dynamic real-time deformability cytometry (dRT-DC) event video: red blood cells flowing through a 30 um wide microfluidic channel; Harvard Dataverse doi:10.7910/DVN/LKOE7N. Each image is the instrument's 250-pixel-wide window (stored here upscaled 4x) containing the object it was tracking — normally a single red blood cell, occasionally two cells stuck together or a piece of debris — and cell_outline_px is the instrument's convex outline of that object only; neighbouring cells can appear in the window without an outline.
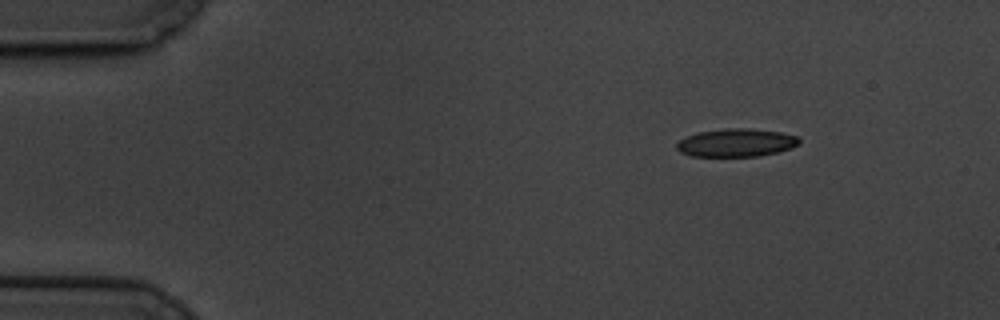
{"species": "common noctule bat (a hibernating species)", "species_latin": "Nyctalus noctula", "temperature_condition": "cold", "stored_images_in_passage": 53, "camera_frame_rate_fps": 3000, "um_per_image_px": 0.085, "animal": {"sex": "male", "body_mass_g": 19.5, "forearm_length_mm": 54.6}, "frame": {"image": 1, "passage_image": 1, "time_ms": 0.0, "image_size_px": [1000, 320], "cell_outline_px": [[800, 144], [792, 148], [760, 156], [692, 156], [680, 152], [676, 148], [676, 144], [680, 140], [688, 136], [700, 132], [724, 128], [748, 128], [780, 132], [796, 136], [800, 140]], "centroid_in_image_um": [62.59, 12.13], "position_along_channel_um": 22.4, "area_um2": 19.94}}
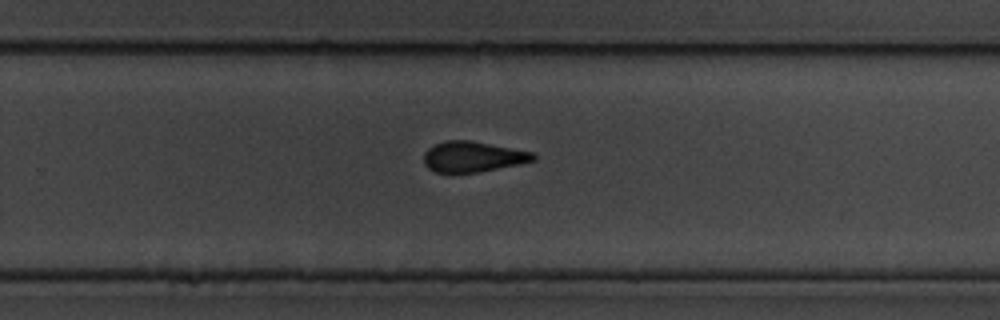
{"frame": {"image": 2, "passage_image": 32, "time_ms": 10.333, "image_size_px": [1000, 320], "cell_outline_px": [[536, 160], [520, 164], [480, 172], [452, 176], [436, 172], [428, 168], [424, 164], [424, 152], [428, 148], [444, 140], [468, 140], [532, 152], [536, 156]], "centroid_in_image_um": [40.13, 13.37], "position_along_channel_um": 289.7, "area_um2": 20.0}}
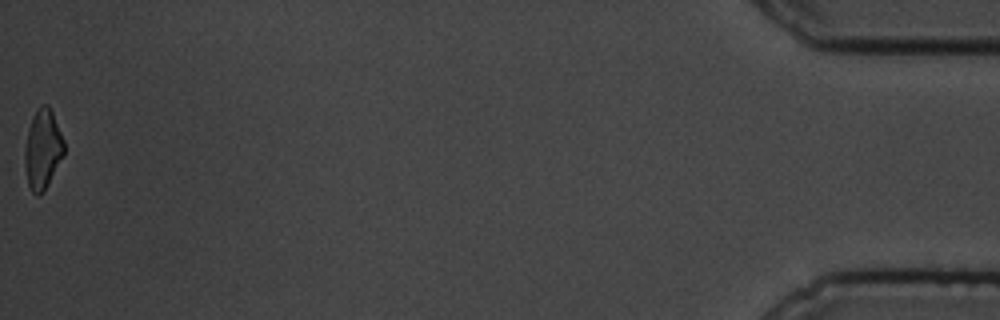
{"frame": {"image": 3, "passage_image": 53, "time_ms": 17.333, "image_size_px": [1000, 320], "cell_outline_px": [[64, 156], [44, 192], [36, 196], [32, 192], [28, 184], [24, 164], [24, 152], [28, 128], [32, 116], [36, 108], [40, 104], [48, 104], [52, 112], [64, 140]], "centroid_in_image_um": [3.62, 12.69], "position_along_channel_um": 431.6, "area_um2": 18.5}, "authors_computed_cell_mechanics": {"area_um2": 20.1144, "velocity_mm_per_s": 3.3658, "shape_relaxation_time_tau1_ms": 3.2786, "shape_relaxation_time_tau2_ms": 2.2677, "deformation_change_tau1": 0.1241, "deformation_change_tau2": 0.1034}}